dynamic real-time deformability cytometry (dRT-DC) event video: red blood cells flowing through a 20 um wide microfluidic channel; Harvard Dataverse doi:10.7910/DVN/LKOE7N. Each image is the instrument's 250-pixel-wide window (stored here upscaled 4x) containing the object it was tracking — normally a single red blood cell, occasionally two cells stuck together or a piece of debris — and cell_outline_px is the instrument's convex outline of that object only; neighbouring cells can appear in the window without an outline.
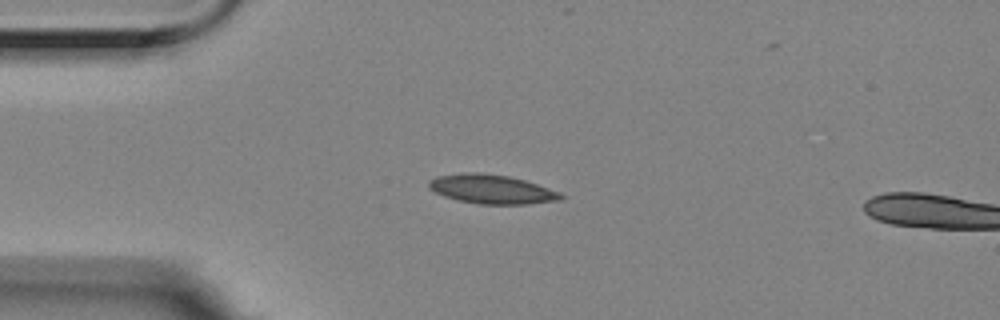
{"species": "Egyptian fruit bat (a non-hibernating species)", "species_latin": "Rousettus aegyptiacus", "temperature_condition": "room temperature", "stored_images_in_passage": 4, "camera_frame_rate_fps": 3000, "um_per_image_px": 0.085, "animal": {"sex": "female"}, "frame": {"image": 1, "passage_image": 3, "time_ms": 0.667, "image_size_px": [1000, 320], "cell_outline_px": [[564, 196], [560, 200], [528, 204], [480, 204], [460, 200], [444, 196], [428, 188], [428, 180], [436, 176], [460, 172], [480, 172], [508, 176], [524, 180], [560, 192]], "centroid_in_image_um": [41.76, 16.07], "position_along_channel_um": 43.2, "area_um2": 22.37}}